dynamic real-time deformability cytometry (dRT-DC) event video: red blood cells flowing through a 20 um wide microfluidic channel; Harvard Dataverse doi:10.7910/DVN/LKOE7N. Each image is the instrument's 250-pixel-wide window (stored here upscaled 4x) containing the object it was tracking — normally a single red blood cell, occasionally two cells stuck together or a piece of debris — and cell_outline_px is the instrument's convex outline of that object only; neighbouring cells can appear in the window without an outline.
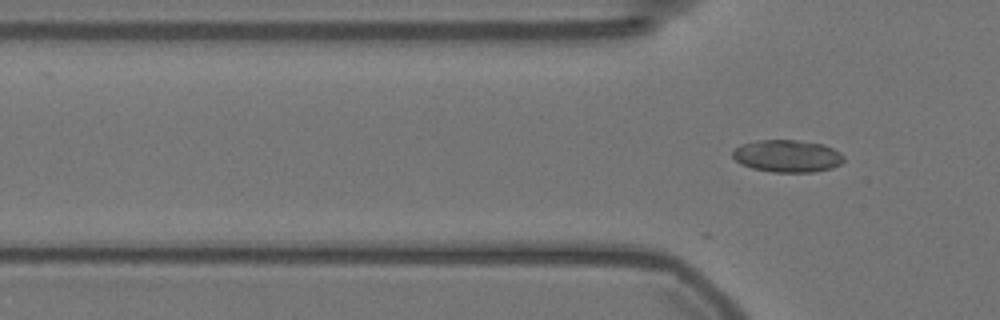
{"species": "Egyptian fruit bat (a non-hibernating species)", "species_latin": "Rousettus aegyptiacus", "temperature_condition": "warm", "stored_images_in_passage": 14, "camera_frame_rate_fps": 3000, "um_per_image_px": 0.085, "animal": {"sex": "female"}, "frame": {"image": 1, "passage_image": 14, "time_ms": 4.333, "image_size_px": [1000, 320], "cell_outline_px": [[844, 160], [840, 164], [832, 168], [816, 172], [772, 172], [752, 168], [740, 164], [732, 156], [732, 152], [740, 144], [756, 140], [796, 140], [824, 144], [840, 152], [844, 156]], "centroid_in_image_um": [66.92, 13.26], "position_along_channel_um": 58.9, "area_um2": 21.1}}